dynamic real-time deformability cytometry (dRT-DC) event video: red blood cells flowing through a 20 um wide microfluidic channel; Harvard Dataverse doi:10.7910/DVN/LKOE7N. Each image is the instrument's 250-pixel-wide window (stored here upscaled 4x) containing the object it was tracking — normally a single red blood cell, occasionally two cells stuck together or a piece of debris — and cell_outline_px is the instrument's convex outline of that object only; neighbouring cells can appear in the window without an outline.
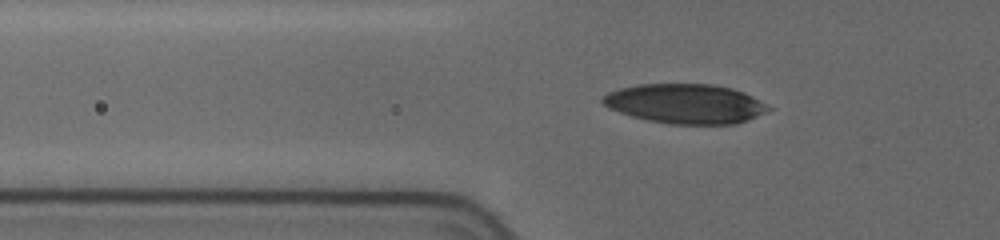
{"species": "human", "species_latin": "Homo sapiens", "temperature_condition": "cold", "stored_images_in_passage": 47, "camera_frame_rate_fps": 3000, "um_per_image_px": 0.085, "donor": {"sex": "female"}, "frame": {"image": 1, "passage_image": 20, "time_ms": 4.333, "image_size_px": [1000, 240], "cell_outline_px": [[772, 108], [764, 112], [744, 120], [732, 124], [668, 124], [648, 120], [632, 116], [608, 108], [600, 100], [608, 92], [620, 88], [640, 84], [712, 84], [732, 88], [744, 92], [752, 96]], "centroid_in_image_um": [58.21, 8.81], "position_along_channel_um": 67.6, "area_um2": 37.86}}
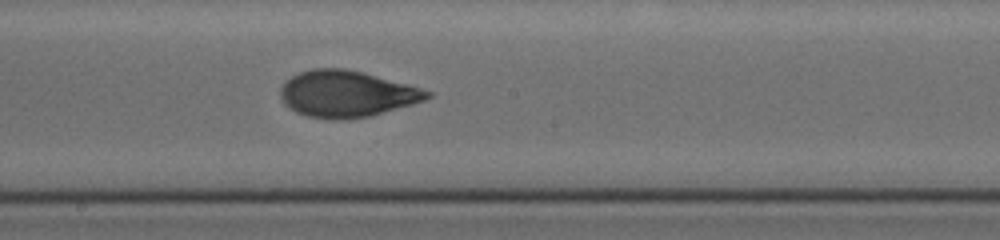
{"frame": {"image": 2, "passage_image": 36, "time_ms": 8.667, "image_size_px": [1000, 240], "cell_outline_px": [[432, 96], [424, 100], [412, 104], [368, 116], [348, 120], [344, 120], [308, 116], [296, 112], [284, 104], [280, 100], [280, 88], [292, 76], [300, 72], [312, 68], [344, 68], [364, 72], [408, 84], [432, 92]], "centroid_in_image_um": [29.45, 7.97], "position_along_channel_um": 218.7, "area_um2": 39.54}}
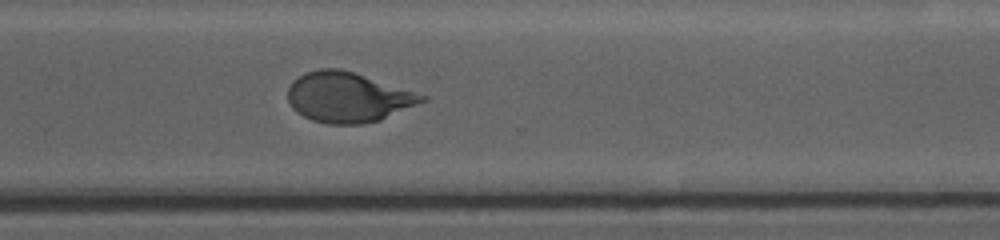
{"frame": {"image": 3, "passage_image": 47, "time_ms": 12.0, "image_size_px": [1000, 240], "cell_outline_px": [[428, 100], [380, 120], [360, 124], [328, 124], [312, 120], [296, 112], [292, 108], [288, 100], [288, 88], [292, 80], [304, 72], [320, 68], [340, 68], [428, 96]], "centroid_in_image_um": [29.55, 8.26], "position_along_channel_um": 341.1, "area_um2": 39.07}}